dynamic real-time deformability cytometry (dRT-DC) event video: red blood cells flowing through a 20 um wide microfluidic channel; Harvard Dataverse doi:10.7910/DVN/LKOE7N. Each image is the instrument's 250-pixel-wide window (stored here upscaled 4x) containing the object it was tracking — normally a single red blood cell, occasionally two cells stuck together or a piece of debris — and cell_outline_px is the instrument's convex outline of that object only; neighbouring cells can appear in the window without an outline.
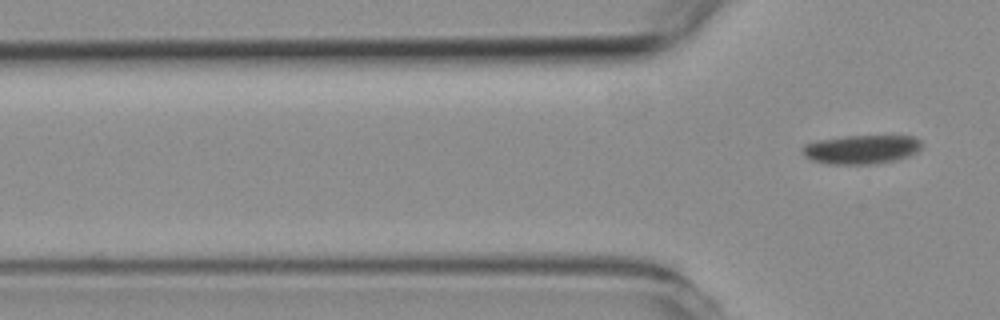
{"species": "common noctule bat (a hibernating species)", "species_latin": "Nyctalus noctula", "temperature_condition": "room temperature", "stored_images_in_passage": 2, "camera_frame_rate_fps": 3000, "um_per_image_px": 0.085, "animal": {"sex": "female", "body_mass_g": 19.3, "forearm_length_mm": 54.1}, "frame": {"image": 1, "passage_image": 2, "time_ms": 2.333, "image_size_px": [1000, 320], "cell_outline_px": [[920, 148], [916, 152], [908, 156], [892, 160], [868, 164], [828, 164], [812, 160], [804, 156], [800, 152], [800, 148], [804, 144], [816, 140], [844, 136], [916, 136], [920, 140]], "centroid_in_image_um": [73.13, 12.69], "position_along_channel_um": 52.7, "area_um2": 20.11}}